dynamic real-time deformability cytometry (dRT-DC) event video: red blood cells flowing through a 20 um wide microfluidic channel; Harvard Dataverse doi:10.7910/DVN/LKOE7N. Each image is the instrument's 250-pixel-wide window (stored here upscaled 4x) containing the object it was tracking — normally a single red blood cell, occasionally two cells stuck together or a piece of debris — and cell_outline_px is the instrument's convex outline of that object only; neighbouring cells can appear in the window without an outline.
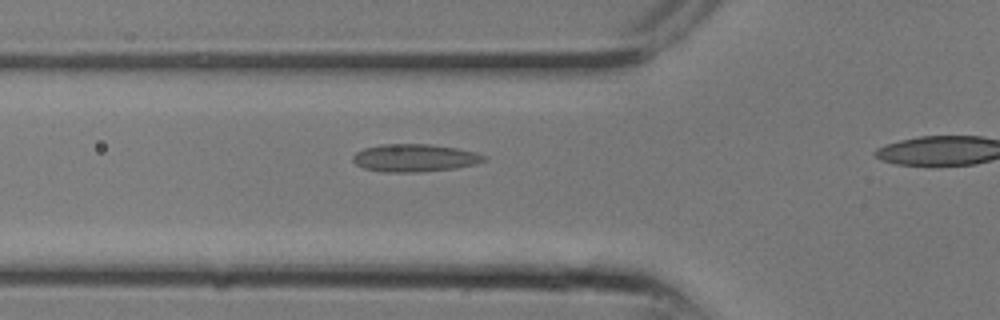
{"species": "common noctule bat (a hibernating species)", "species_latin": "Nyctalus noctula", "temperature_condition": "room temperature", "stored_images_in_passage": 10, "segment_of_instrument_passage": [1, 2], "camera_frame_rate_fps": 3000, "um_per_image_px": 0.085, "animal": {"sex": "male", "body_mass_g": 13.3}, "frame": {"image": 1, "passage_image": 6, "time_ms": 1.667, "image_size_px": [1000, 320], "cell_outline_px": [[488, 160], [476, 164], [456, 168], [420, 172], [380, 172], [364, 168], [356, 164], [352, 160], [352, 156], [356, 152], [364, 148], [380, 144], [432, 144], [456, 148], [476, 152], [488, 156]], "centroid_in_image_um": [35.27, 13.42], "position_along_channel_um": 90.5, "area_um2": 21.44}}
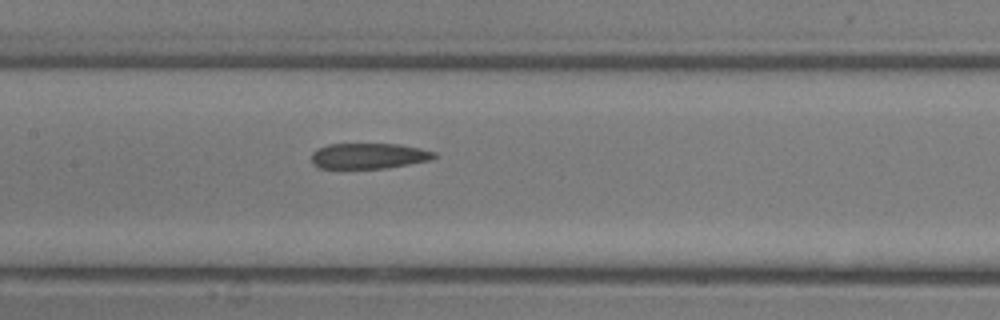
{"frame": {"image": 2, "passage_image": 9, "time_ms": 2.667, "image_size_px": [1000, 320], "cell_outline_px": [[436, 156], [428, 160], [408, 164], [384, 168], [316, 168], [312, 164], [312, 152], [316, 148], [328, 144], [400, 144], [420, 148], [436, 152]], "centroid_in_image_um": [31.29, 13.24], "position_along_channel_um": 176.1, "area_um2": 18.32}}